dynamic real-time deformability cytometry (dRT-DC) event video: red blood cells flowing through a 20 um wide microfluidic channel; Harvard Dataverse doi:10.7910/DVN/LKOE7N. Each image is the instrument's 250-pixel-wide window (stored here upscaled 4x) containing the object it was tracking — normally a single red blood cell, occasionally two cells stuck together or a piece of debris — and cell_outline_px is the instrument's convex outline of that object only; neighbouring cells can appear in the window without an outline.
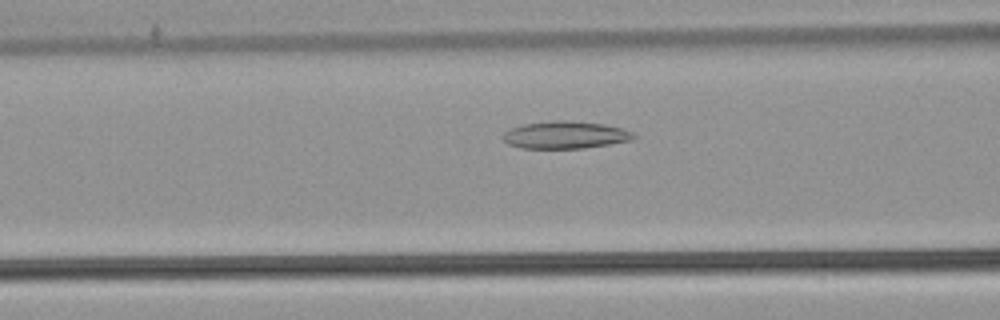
{"species": "common noctule bat (a hibernating species)", "species_latin": "Nyctalus noctula", "temperature_condition": "warm", "stored_images_in_passage": 44, "camera_frame_rate_fps": 3000, "um_per_image_px": 0.085, "animal": {"sex": "male", "body_mass_g": 21.5, "forearm_length_mm": 52.0}, "frame": {"image": 1, "passage_image": 18, "time_ms": 5.667, "image_size_px": [1000, 320], "cell_outline_px": [[636, 136], [632, 140], [584, 148], [520, 148], [508, 144], [500, 136], [504, 132], [512, 128], [524, 124], [556, 120], [572, 120], [604, 124], [620, 128], [632, 132]], "centroid_in_image_um": [48.02, 11.47], "position_along_channel_um": 118.6, "area_um2": 20.81}}
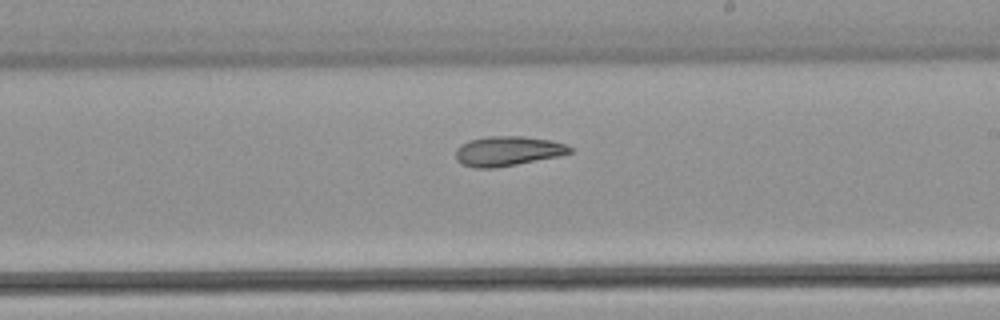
{"frame": {"image": 2, "passage_image": 28, "time_ms": 9.0, "image_size_px": [1000, 320], "cell_outline_px": [[572, 152], [560, 156], [496, 168], [476, 168], [460, 164], [456, 160], [456, 148], [460, 144], [468, 140], [488, 136], [524, 136], [552, 140], [564, 144], [572, 148]], "centroid_in_image_um": [43.13, 12.84], "position_along_channel_um": 245.9, "area_um2": 20.0}}
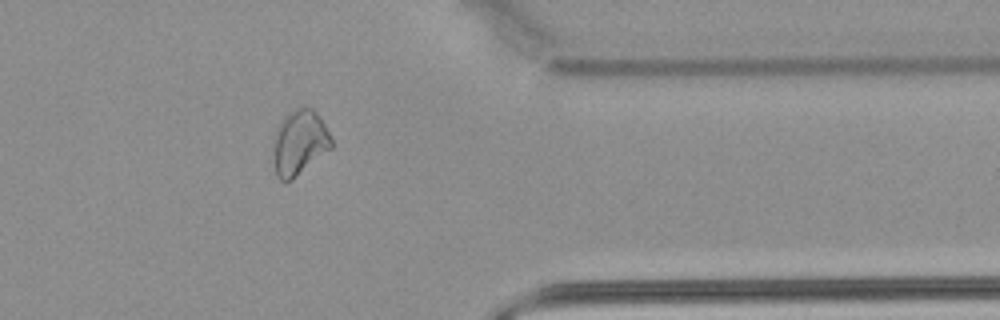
{"frame": {"image": 3, "passage_image": 40, "time_ms": 13.0, "image_size_px": [1000, 320], "cell_outline_px": [[332, 148], [292, 180], [280, 180], [276, 176], [272, 136], [280, 120], [288, 112], [296, 108], [312, 108], [316, 112], [324, 124], [332, 140]], "centroid_in_image_um": [25.43, 12.11], "position_along_channel_um": 386.0, "area_um2": 22.08}}